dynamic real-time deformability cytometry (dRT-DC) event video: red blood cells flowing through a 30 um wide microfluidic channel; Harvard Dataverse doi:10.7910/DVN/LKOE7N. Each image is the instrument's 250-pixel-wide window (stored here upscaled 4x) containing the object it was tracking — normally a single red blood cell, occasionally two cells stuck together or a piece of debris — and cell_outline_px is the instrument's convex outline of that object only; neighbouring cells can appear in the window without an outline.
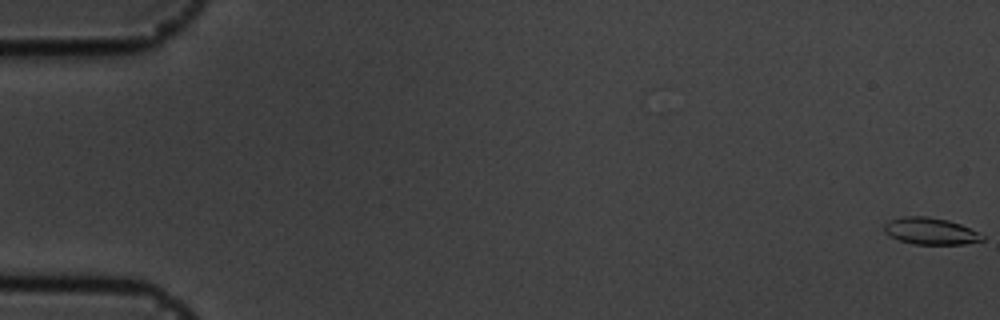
{"species": "common noctule bat (a hibernating species)", "species_latin": "Nyctalus noctula", "temperature_condition": "cold", "stored_images_in_passage": 57, "camera_frame_rate_fps": 3000, "um_per_image_px": 0.085, "animal": {"sex": "male", "body_mass_g": 19.5, "forearm_length_mm": 54.6}, "frame": {"image": 1, "passage_image": 1, "time_ms": 0.0, "image_size_px": [1000, 320], "cell_outline_px": [[984, 240], [964, 244], [912, 244], [888, 236], [884, 232], [884, 224], [888, 220], [904, 216], [928, 216], [948, 220], [960, 224], [984, 236]], "centroid_in_image_um": [79.04, 19.64], "position_along_channel_um": 6.0, "area_um2": 15.32}}
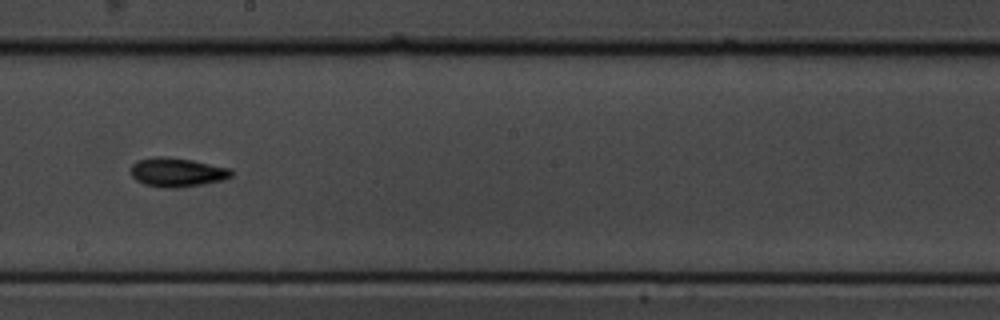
{"frame": {"image": 2, "passage_image": 33, "time_ms": 10.667, "image_size_px": [1000, 320], "cell_outline_px": [[232, 176], [224, 180], [204, 184], [180, 188], [172, 188], [144, 184], [136, 180], [132, 176], [132, 164], [136, 160], [156, 156], [168, 156], [192, 160], [232, 168]], "centroid_in_image_um": [15.08, 14.63], "position_along_channel_um": 233.1, "area_um2": 17.17}}
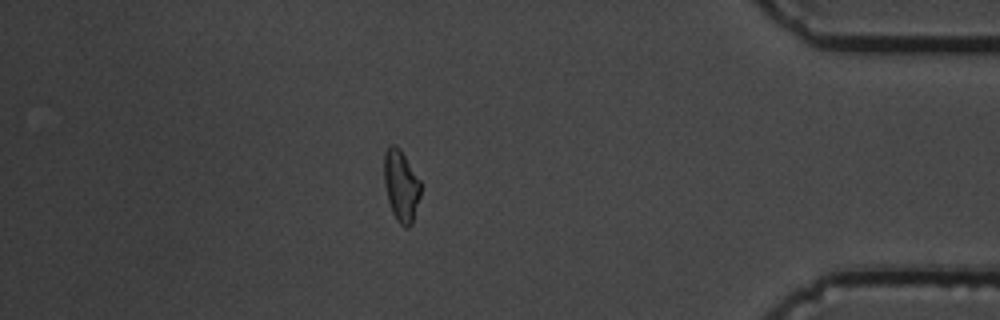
{"frame": {"image": 3, "passage_image": 50, "time_ms": 16.333, "image_size_px": [1000, 320], "cell_outline_px": [[420, 196], [412, 224], [408, 228], [404, 228], [396, 220], [392, 212], [388, 200], [384, 184], [384, 152], [388, 144], [396, 144], [400, 148], [420, 180]], "centroid_in_image_um": [34.08, 15.77], "position_along_channel_um": 401.1, "area_um2": 15.43}, "authors_computed_cell_mechanics": {"area_um2": 15.7794, "velocity_mm_per_s": 3.5955, "shape_relaxation_time_tau1_ms": 3.8095, "shape_relaxation_time_tau2_ms": 10.1908, "deformation_change_tau1": 0.1204, "deformation_change_tau2": 0.2009}}